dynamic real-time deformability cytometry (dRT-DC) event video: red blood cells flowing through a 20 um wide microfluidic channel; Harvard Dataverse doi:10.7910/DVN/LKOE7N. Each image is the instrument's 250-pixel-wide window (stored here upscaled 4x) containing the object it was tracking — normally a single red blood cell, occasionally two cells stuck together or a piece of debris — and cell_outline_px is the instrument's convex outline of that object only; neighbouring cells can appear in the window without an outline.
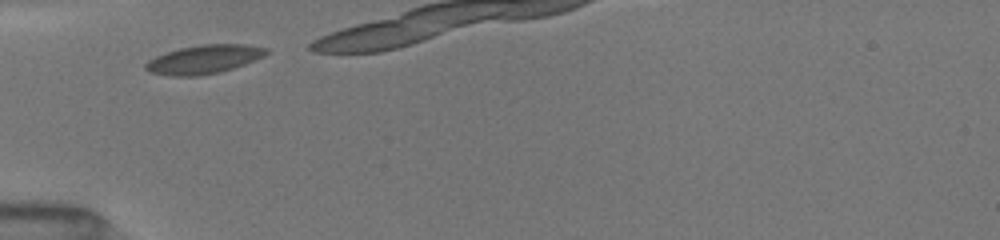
{"species": "common noctule bat (a hibernating species)", "species_latin": "Nyctalus noctula", "temperature_condition": "room temperature", "stored_images_in_passage": 8, "camera_frame_rate_fps": 3000, "um_per_image_px": 0.085, "animal": {"sex": "female", "body_mass_g": 19.5, "forearm_length_mm": 54.1}, "frame": {"image": 1, "passage_image": 1, "time_ms": 0.0, "image_size_px": [1000, 240], "cell_outline_px": [[268, 52], [264, 56], [244, 64], [220, 72], [196, 76], [168, 76], [148, 72], [144, 68], [144, 64], [148, 60], [156, 56], [180, 48], [200, 44], [244, 44], [268, 48]], "centroid_in_image_um": [17.3, 5.05], "position_along_channel_um": 67.7, "area_um2": 20.17}}
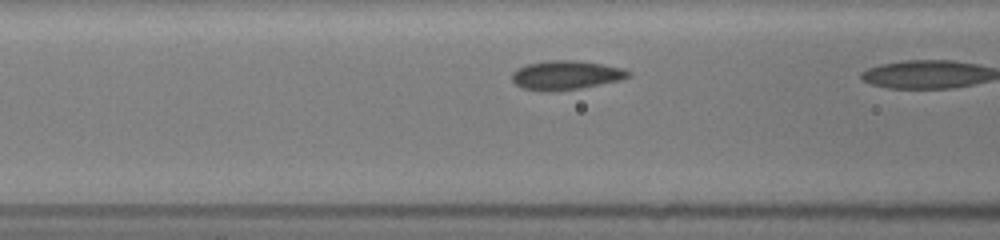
{"frame": {"image": 2, "passage_image": 6, "time_ms": 1.333, "image_size_px": [1000, 240], "cell_outline_px": [[632, 76], [620, 80], [580, 88], [556, 92], [540, 92], [520, 88], [512, 80], [512, 72], [516, 68], [524, 64], [548, 60], [572, 60], [600, 64], [624, 68], [632, 72]], "centroid_in_image_um": [48.06, 6.4], "position_along_channel_um": 118.5, "area_um2": 20.11}}